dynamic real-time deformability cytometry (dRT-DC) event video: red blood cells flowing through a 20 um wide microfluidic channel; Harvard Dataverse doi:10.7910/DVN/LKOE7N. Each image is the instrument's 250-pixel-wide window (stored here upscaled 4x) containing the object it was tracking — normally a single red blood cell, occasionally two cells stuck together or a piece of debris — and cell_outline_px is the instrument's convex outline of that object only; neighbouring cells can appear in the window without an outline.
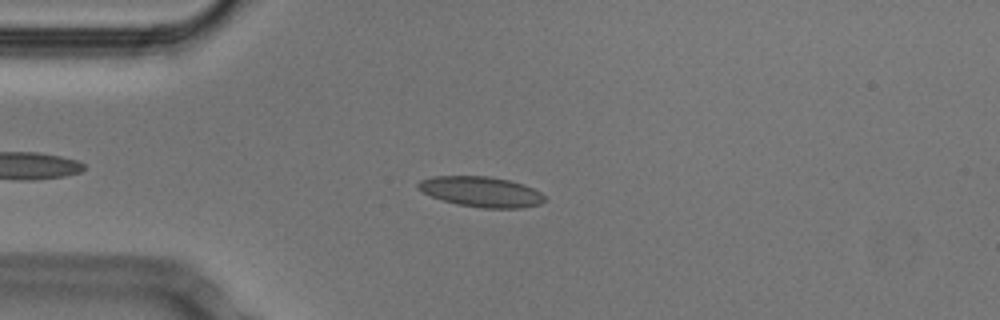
{"species": "Egyptian fruit bat (a non-hibernating species)", "species_latin": "Rousettus aegyptiacus", "temperature_condition": "cold", "stored_images_in_passage": 46, "camera_frame_rate_fps": 3000, "um_per_image_px": 0.085, "animal": {"sex": "male"}, "frame": {"image": 1, "passage_image": 10, "time_ms": 3.0, "image_size_px": [1000, 320], "cell_outline_px": [[548, 200], [540, 204], [524, 208], [484, 208], [456, 204], [420, 192], [416, 188], [416, 184], [420, 180], [432, 176], [488, 176], [508, 180], [524, 184], [540, 192]], "centroid_in_image_um": [40.89, 16.3], "position_along_channel_um": 44.1, "area_um2": 22.54}}
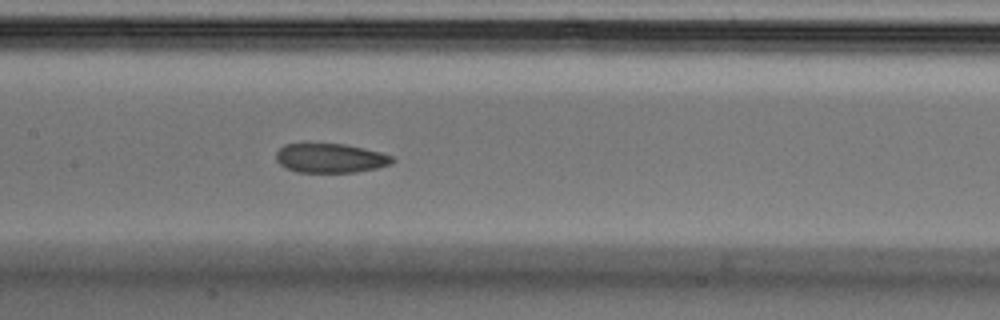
{"frame": {"image": 2, "passage_image": 22, "time_ms": 7.0, "image_size_px": [1000, 320], "cell_outline_px": [[396, 160], [392, 164], [376, 168], [356, 172], [296, 172], [284, 168], [276, 160], [276, 152], [284, 144], [344, 144], [380, 152], [392, 156]], "centroid_in_image_um": [28.08, 13.45], "position_along_channel_um": 179.3, "area_um2": 19.83}}
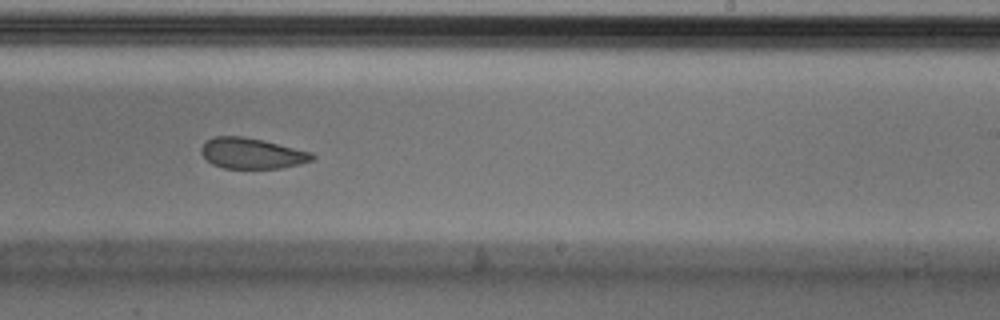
{"frame": {"image": 3, "passage_image": 29, "time_ms": 9.333, "image_size_px": [1000, 320], "cell_outline_px": [[316, 156], [312, 160], [300, 164], [280, 168], [224, 168], [212, 164], [200, 152], [200, 148], [208, 140], [216, 136], [244, 136], [264, 140], [312, 152]], "centroid_in_image_um": [21.43, 13.03], "position_along_channel_um": 267.6, "area_um2": 19.83}, "authors_computed_cell_mechanics": {"area_um2": 21.5883, "velocity_mm_per_s": 3.7958, "shape_relaxation_time_tau1_ms": 10.2565, "shape_relaxation_time_tau2_ms": 2.7086, "deformation_change_tau1": 0.1613, "deformation_change_tau2": 0.0722}}